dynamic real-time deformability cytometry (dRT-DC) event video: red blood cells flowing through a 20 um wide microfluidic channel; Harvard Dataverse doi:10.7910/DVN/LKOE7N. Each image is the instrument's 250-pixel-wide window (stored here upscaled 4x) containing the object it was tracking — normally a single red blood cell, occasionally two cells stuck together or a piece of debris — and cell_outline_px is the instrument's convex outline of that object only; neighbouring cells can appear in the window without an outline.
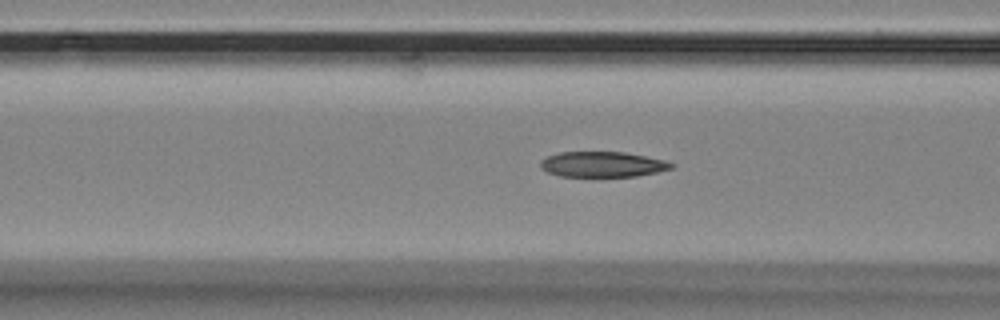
{"species": "Egyptian fruit bat (a non-hibernating species)", "species_latin": "Rousettus aegyptiacus", "temperature_condition": "room temperature", "stored_images_in_passage": 28, "camera_frame_rate_fps": 3000, "um_per_image_px": 0.085, "animal": {"sex": "female"}, "frame": {"image": 1, "passage_image": 5, "time_ms": 1.333, "image_size_px": [1000, 320], "cell_outline_px": [[676, 164], [672, 168], [656, 172], [636, 176], [560, 176], [548, 172], [540, 168], [540, 160], [548, 156], [560, 152], [624, 152], [664, 160]], "centroid_in_image_um": [51.2, 13.96], "position_along_channel_um": 115.4, "area_um2": 19.25}}
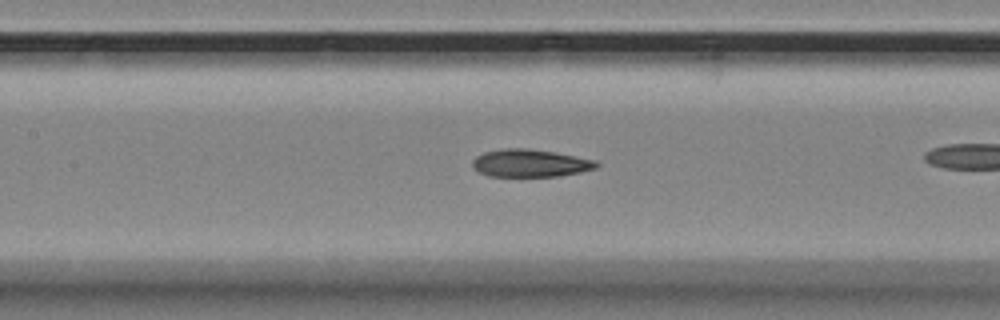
{"frame": {"image": 2, "passage_image": 9, "time_ms": 2.667, "image_size_px": [1000, 320], "cell_outline_px": [[600, 164], [596, 168], [580, 172], [556, 176], [488, 176], [472, 168], [472, 160], [476, 156], [484, 152], [504, 148], [528, 148], [552, 152], [596, 160]], "centroid_in_image_um": [45.03, 13.86], "position_along_channel_um": 162.4, "area_um2": 19.88}}
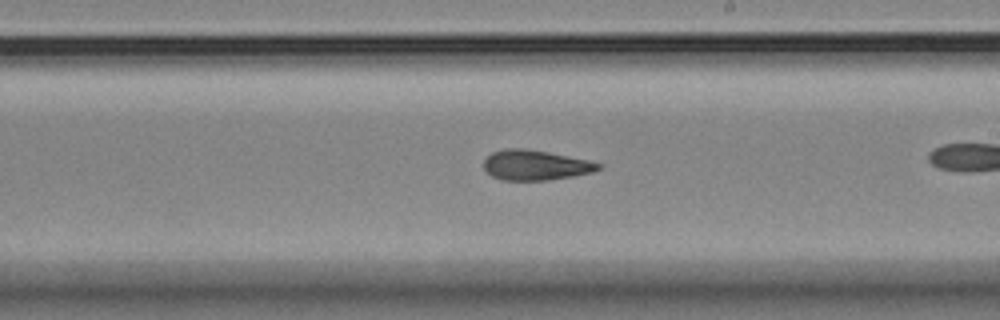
{"frame": {"image": 3, "passage_image": 16, "time_ms": 5.0, "image_size_px": [1000, 320], "cell_outline_px": [[604, 168], [592, 172], [572, 176], [544, 180], [500, 180], [492, 176], [484, 168], [484, 160], [492, 152], [504, 148], [524, 148], [548, 152], [588, 160], [604, 164]], "centroid_in_image_um": [45.53, 14.03], "position_along_channel_um": 243.5, "area_um2": 20.11}}